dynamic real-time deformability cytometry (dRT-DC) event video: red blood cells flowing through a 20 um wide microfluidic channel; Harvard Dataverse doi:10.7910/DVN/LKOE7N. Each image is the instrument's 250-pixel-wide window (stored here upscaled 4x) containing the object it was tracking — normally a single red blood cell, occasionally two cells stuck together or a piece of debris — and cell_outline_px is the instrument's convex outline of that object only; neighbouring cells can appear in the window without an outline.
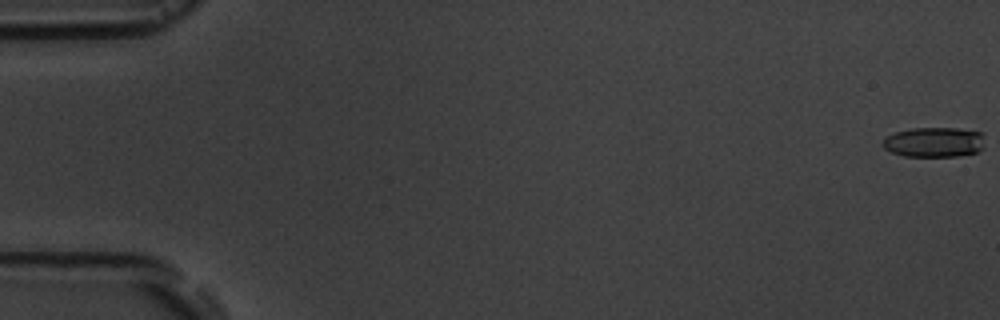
{"species": "common noctule bat (a hibernating species)", "species_latin": "Nyctalus noctula", "temperature_condition": "room temperature", "stored_images_in_passage": 5, "camera_frame_rate_fps": 3000, "um_per_image_px": 0.085, "animal": {"sex": "male", "body_mass_g": 19.5, "forearm_length_mm": 54.6}, "frame": {"image": 1, "passage_image": 1, "time_ms": 0.0, "image_size_px": [1000, 320], "cell_outline_px": [[984, 148], [976, 152], [956, 156], [904, 156], [892, 152], [884, 148], [880, 144], [888, 136], [896, 132], [912, 128], [956, 128], [980, 132]], "centroid_in_image_um": [79.37, 12.08], "position_along_channel_um": 5.6, "area_um2": 17.63}}
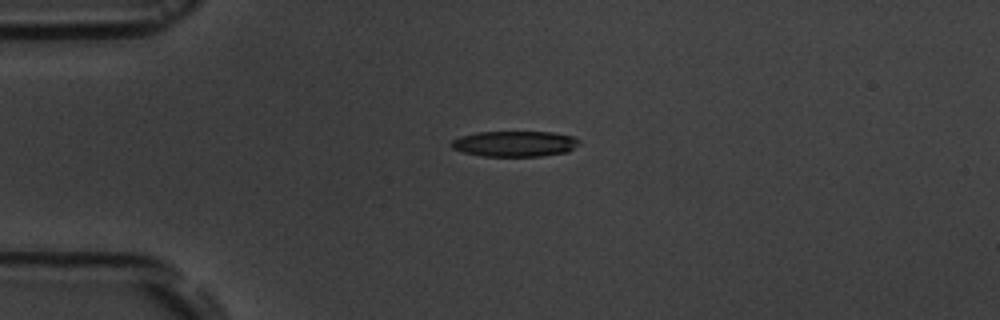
{"frame": {"image": 2, "passage_image": 4, "time_ms": 4.667, "image_size_px": [1000, 320], "cell_outline_px": [[580, 144], [568, 152], [540, 156], [484, 156], [464, 152], [452, 148], [452, 140], [460, 136], [476, 132], [552, 132], [572, 136], [580, 140]], "centroid_in_image_um": [43.78, 12.21], "position_along_channel_um": 41.2, "area_um2": 19.07}}